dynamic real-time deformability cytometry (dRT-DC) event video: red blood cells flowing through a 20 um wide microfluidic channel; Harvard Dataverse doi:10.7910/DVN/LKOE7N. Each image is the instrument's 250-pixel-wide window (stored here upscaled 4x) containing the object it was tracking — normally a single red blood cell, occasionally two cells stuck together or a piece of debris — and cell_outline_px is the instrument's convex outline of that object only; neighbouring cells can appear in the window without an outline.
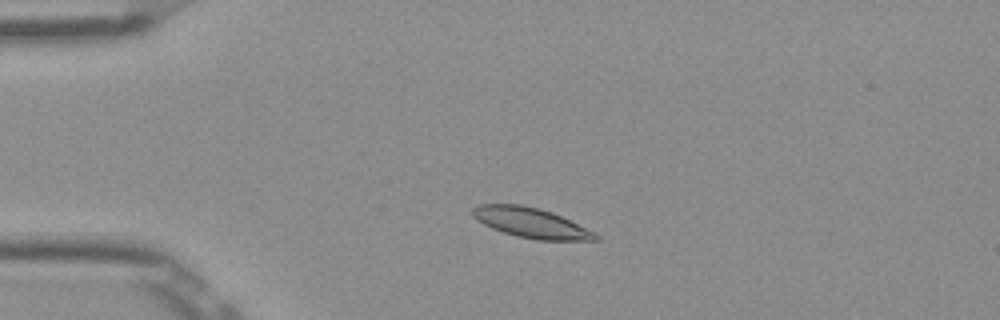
{"species": "Egyptian fruit bat (a non-hibernating species)", "species_latin": "Rousettus aegyptiacus", "temperature_condition": "room temperature", "stored_images_in_passage": 49, "camera_frame_rate_fps": 3000, "um_per_image_px": 0.085, "frame": {"image": 1, "passage_image": 9, "time_ms": 2.667, "image_size_px": [1000, 320], "cell_outline_px": [[600, 240], [536, 240], [516, 236], [492, 228], [476, 220], [472, 216], [472, 208], [476, 204], [520, 204], [540, 208], [552, 212], [596, 232], [600, 236]], "centroid_in_image_um": [45.14, 18.93], "position_along_channel_um": 39.9, "area_um2": 21.68}}
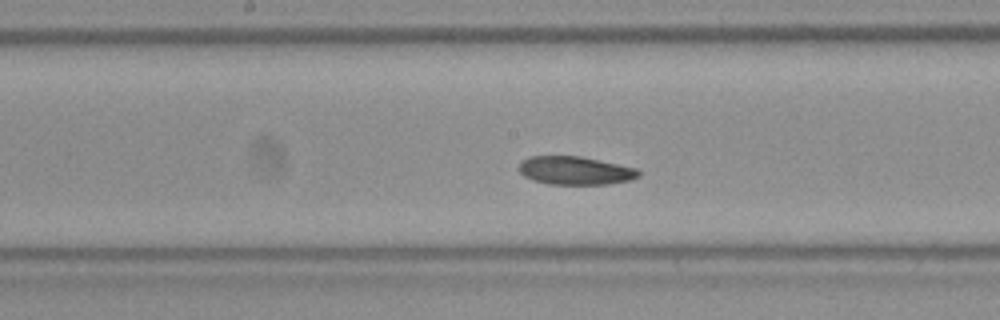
{"frame": {"image": 2, "passage_image": 24, "time_ms": 7.667, "image_size_px": [1000, 320], "cell_outline_px": [[640, 176], [632, 180], [608, 184], [548, 184], [532, 180], [524, 176], [516, 168], [520, 160], [528, 156], [580, 156], [636, 168], [640, 172]], "centroid_in_image_um": [48.84, 14.49], "position_along_channel_um": 199.4, "area_um2": 19.94}}
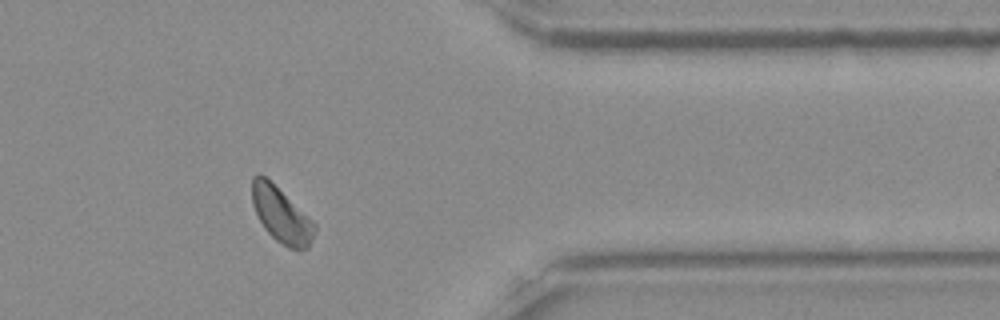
{"frame": {"image": 3, "passage_image": 40, "time_ms": 13.0, "image_size_px": [1000, 320], "cell_outline_px": [[316, 232], [308, 248], [288, 248], [276, 240], [264, 228], [252, 204], [252, 176], [256, 172], [260, 172], [312, 220], [316, 224]], "centroid_in_image_um": [23.89, 18.26], "position_along_channel_um": 387.5, "area_um2": 19.83}, "authors_computed_cell_mechanics": {"area_um2": 20.4612, "velocity_mm_per_s": 3.8349, "shape_relaxation_time_tau1_ms": 7.5476, "shape_relaxation_time_tau2_ms": null, "deformation_change_tau1": 0.129, "deformation_change_tau2": null}}